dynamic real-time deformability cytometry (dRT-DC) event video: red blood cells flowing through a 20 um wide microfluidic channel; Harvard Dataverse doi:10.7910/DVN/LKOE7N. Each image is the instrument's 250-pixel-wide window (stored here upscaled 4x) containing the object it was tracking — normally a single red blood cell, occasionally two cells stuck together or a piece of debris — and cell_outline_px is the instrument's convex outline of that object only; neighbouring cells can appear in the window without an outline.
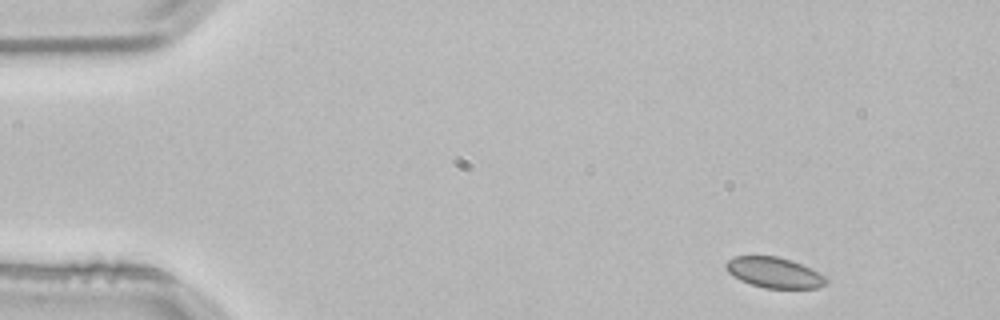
{"species": "common noctule bat (a hibernating species)", "species_latin": "Nyctalus noctula", "temperature_condition": "room temperature", "stored_images_in_passage": 3, "camera_frame_rate_fps": 3000, "um_per_image_px": 0.085, "animal": {"sex": "male", "body_mass_g": 21.5, "forearm_length_mm": 52.0}, "frame": {"image": 1, "passage_image": 1, "time_ms": 0.0, "image_size_px": [1000, 320], "cell_outline_px": [[828, 280], [820, 288], [764, 288], [740, 280], [728, 272], [724, 268], [724, 264], [728, 260], [736, 256], [776, 256], [792, 260], [824, 276]], "centroid_in_image_um": [65.76, 23.17], "position_along_channel_um": 19.2, "area_um2": 17.63}}